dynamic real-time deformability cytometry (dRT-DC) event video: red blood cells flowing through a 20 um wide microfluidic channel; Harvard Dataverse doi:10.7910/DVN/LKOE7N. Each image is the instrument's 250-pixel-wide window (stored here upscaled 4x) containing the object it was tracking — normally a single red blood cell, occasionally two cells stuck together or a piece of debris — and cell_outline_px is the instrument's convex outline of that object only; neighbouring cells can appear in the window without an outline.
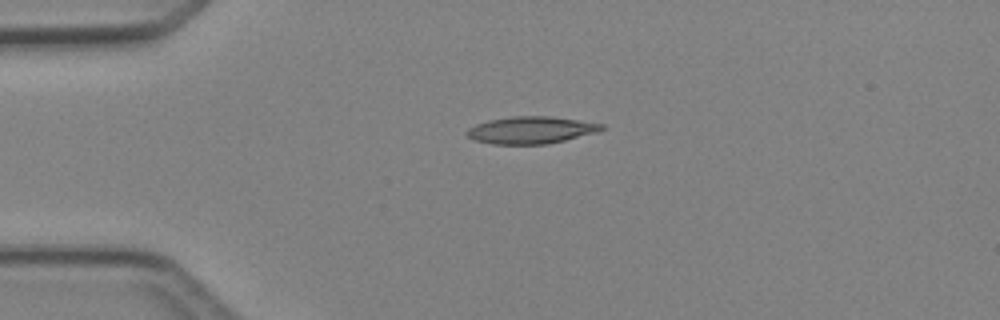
{"species": "Egyptian fruit bat (a non-hibernating species)", "species_latin": "Rousettus aegyptiacus", "temperature_condition": "cold", "stored_images_in_passage": 3, "camera_frame_rate_fps": 3000, "um_per_image_px": 0.085, "animal": {"sex": "female"}, "frame": {"image": 1, "passage_image": 3, "time_ms": 2.333, "image_size_px": [1000, 320], "cell_outline_px": [[604, 128], [596, 132], [548, 144], [492, 144], [472, 140], [464, 132], [468, 128], [476, 124], [488, 120], [512, 116], [548, 116], [604, 124]], "centroid_in_image_um": [45.06, 11.06], "position_along_channel_um": 39.9, "area_um2": 21.21}}